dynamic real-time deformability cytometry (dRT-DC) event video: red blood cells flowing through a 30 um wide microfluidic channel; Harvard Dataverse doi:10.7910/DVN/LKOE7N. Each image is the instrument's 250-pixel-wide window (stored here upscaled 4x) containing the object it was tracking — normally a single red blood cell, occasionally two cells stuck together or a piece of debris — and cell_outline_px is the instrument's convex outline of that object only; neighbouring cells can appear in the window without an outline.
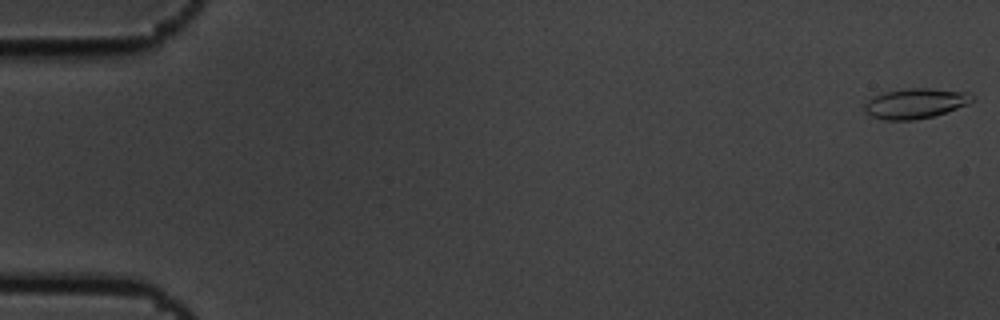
{"species": "common noctule bat (a hibernating species)", "species_latin": "Nyctalus noctula", "temperature_condition": "cold", "stored_images_in_passage": 10, "camera_frame_rate_fps": 3000, "um_per_image_px": 0.085, "animal": {"sex": "male", "body_mass_g": 19.5, "forearm_length_mm": 54.6}, "frame": {"image": 1, "passage_image": 1, "time_ms": 0.0, "image_size_px": [1000, 320], "cell_outline_px": [[976, 96], [968, 104], [932, 116], [916, 120], [884, 120], [872, 116], [864, 112], [864, 104], [872, 96], [884, 92], [908, 88], [928, 88], [968, 92]], "centroid_in_image_um": [77.78, 8.78], "position_along_channel_um": 7.2, "area_um2": 18.9}}
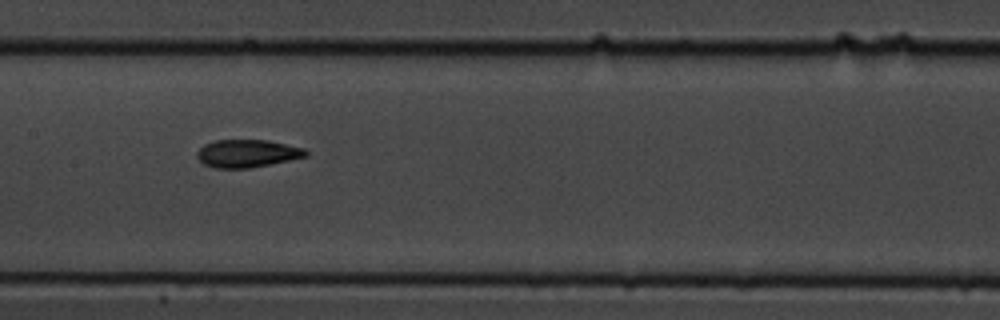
{"frame": {"image": 2, "passage_image": 9, "time_ms": 2.667, "image_size_px": [1000, 320], "cell_outline_px": [[308, 156], [248, 168], [216, 168], [204, 164], [196, 156], [196, 152], [204, 144], [216, 140], [268, 140], [304, 148], [308, 152]], "centroid_in_image_um": [21.0, 13.03], "position_along_channel_um": 186.4, "area_um2": 17.46}}
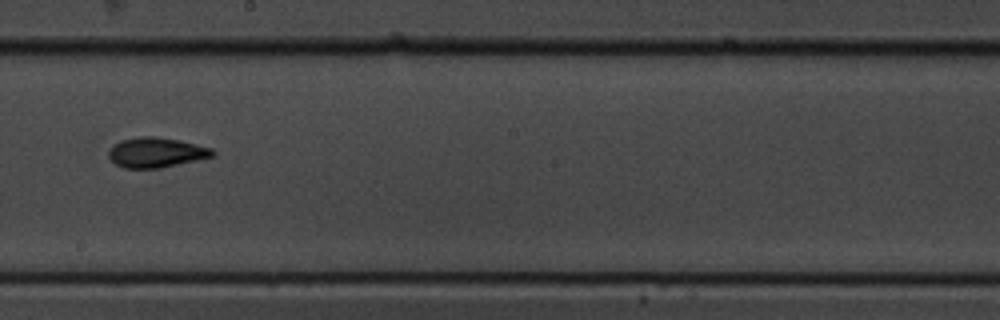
{"frame": {"image": 3, "passage_image": 10, "time_ms": 3.0, "image_size_px": [1000, 320], "cell_outline_px": [[216, 156], [160, 168], [124, 168], [116, 164], [108, 156], [108, 152], [120, 140], [136, 136], [156, 136], [180, 140], [212, 148], [216, 152]], "centroid_in_image_um": [13.31, 12.95], "position_along_channel_um": 234.9, "area_um2": 18.26}}